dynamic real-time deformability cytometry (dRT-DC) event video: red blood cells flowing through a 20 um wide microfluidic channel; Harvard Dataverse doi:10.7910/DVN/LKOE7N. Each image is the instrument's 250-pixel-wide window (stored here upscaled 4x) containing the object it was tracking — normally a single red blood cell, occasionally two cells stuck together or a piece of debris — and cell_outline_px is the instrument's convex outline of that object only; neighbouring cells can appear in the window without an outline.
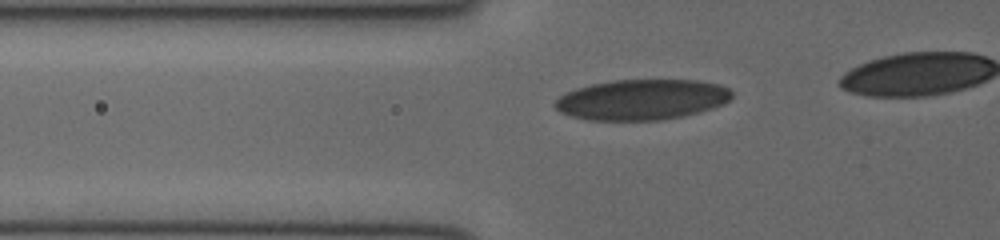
{"species": "human", "species_latin": "Homo sapiens", "temperature_condition": "cold", "stored_images_in_passage": 37, "camera_frame_rate_fps": 3000, "um_per_image_px": 0.085, "donor": {"sex": "female"}, "frame": {"image": 1, "passage_image": 12, "time_ms": 3.667, "image_size_px": [1000, 240], "cell_outline_px": [[732, 96], [724, 104], [700, 112], [684, 116], [660, 120], [588, 120], [572, 116], [560, 112], [552, 104], [560, 96], [576, 88], [592, 84], [616, 80], [696, 80], [720, 84], [728, 88], [732, 92]], "centroid_in_image_um": [54.57, 8.47], "position_along_channel_um": 71.2, "area_um2": 41.73}}
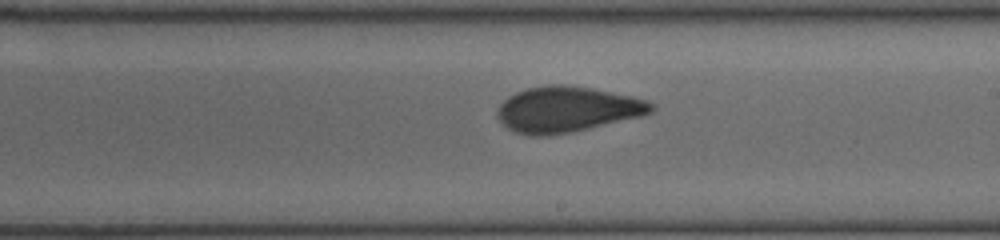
{"frame": {"image": 2, "passage_image": 24, "time_ms": 7.667, "image_size_px": [1000, 240], "cell_outline_px": [[656, 108], [652, 112], [640, 116], [572, 132], [548, 136], [532, 136], [516, 132], [508, 128], [496, 116], [496, 108], [508, 96], [516, 92], [528, 88], [544, 84], [564, 84], [592, 88], [632, 96], [648, 100]], "centroid_in_image_um": [48.18, 9.29], "position_along_channel_um": 240.8, "area_um2": 41.04}}
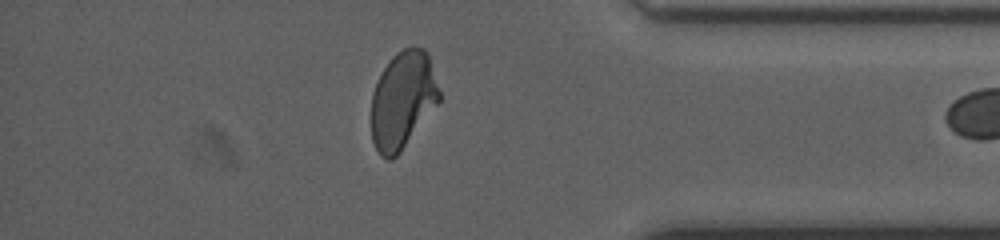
{"frame": {"image": 3, "passage_image": 36, "time_ms": 11.667, "image_size_px": [1000, 240], "cell_outline_px": [[440, 100], [400, 152], [396, 156], [388, 160], [380, 156], [372, 140], [372, 92], [384, 68], [392, 56], [396, 52], [404, 48], [424, 48], [428, 52], [440, 92]], "centroid_in_image_um": [34.23, 8.5], "position_along_channel_um": 401.0, "area_um2": 38.09}}